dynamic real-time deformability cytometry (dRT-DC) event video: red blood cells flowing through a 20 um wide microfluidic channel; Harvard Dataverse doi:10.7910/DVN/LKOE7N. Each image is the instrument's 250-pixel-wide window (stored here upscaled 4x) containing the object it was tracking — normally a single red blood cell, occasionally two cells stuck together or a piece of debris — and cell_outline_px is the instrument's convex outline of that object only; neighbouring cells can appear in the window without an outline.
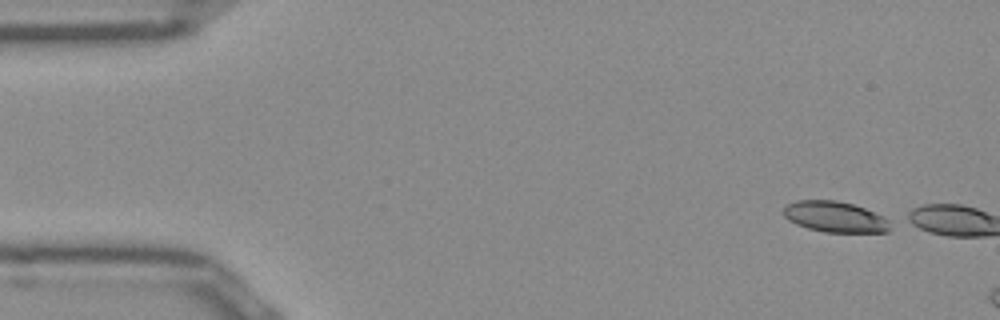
{"species": "Egyptian fruit bat (a non-hibernating species)", "species_latin": "Rousettus aegyptiacus", "temperature_condition": "room temperature", "stored_images_in_passage": 3, "camera_frame_rate_fps": 3000, "um_per_image_px": 0.085, "frame": {"image": 1, "passage_image": 1, "time_ms": 0.0, "image_size_px": [1000, 320], "cell_outline_px": [[892, 220], [888, 232], [824, 232], [808, 228], [796, 224], [788, 220], [784, 216], [784, 208], [788, 204], [796, 200], [836, 200], [852, 204], [864, 208], [884, 216]], "centroid_in_image_um": [71.0, 18.43], "position_along_channel_um": 14.0, "area_um2": 19.25}}